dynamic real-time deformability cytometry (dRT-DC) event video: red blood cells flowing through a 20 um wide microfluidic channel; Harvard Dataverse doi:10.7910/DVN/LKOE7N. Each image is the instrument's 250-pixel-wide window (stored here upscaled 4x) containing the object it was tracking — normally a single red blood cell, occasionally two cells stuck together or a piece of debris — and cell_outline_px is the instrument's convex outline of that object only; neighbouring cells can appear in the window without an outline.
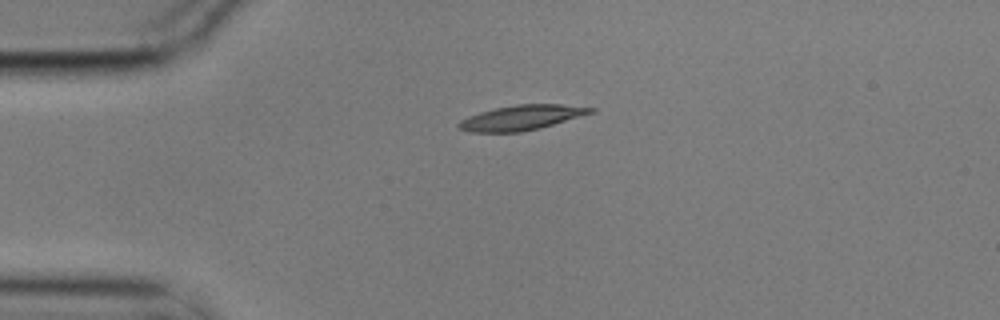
{"species": "common noctule bat (a hibernating species)", "species_latin": "Nyctalus noctula", "temperature_condition": "cold", "stored_images_in_passage": 3, "camera_frame_rate_fps": 3000, "um_per_image_px": 0.085, "animal": {"sex": "male", "body_mass_g": 17.9}, "frame": {"image": 1, "passage_image": 1, "time_ms": 0.0, "image_size_px": [1000, 320], "cell_outline_px": [[596, 112], [540, 128], [520, 132], [472, 132], [460, 128], [456, 124], [460, 120], [468, 116], [480, 112], [496, 108], [516, 104], [560, 104], [596, 108]], "centroid_in_image_um": [44.36, 9.99], "position_along_channel_um": 40.6, "area_um2": 19.13}}
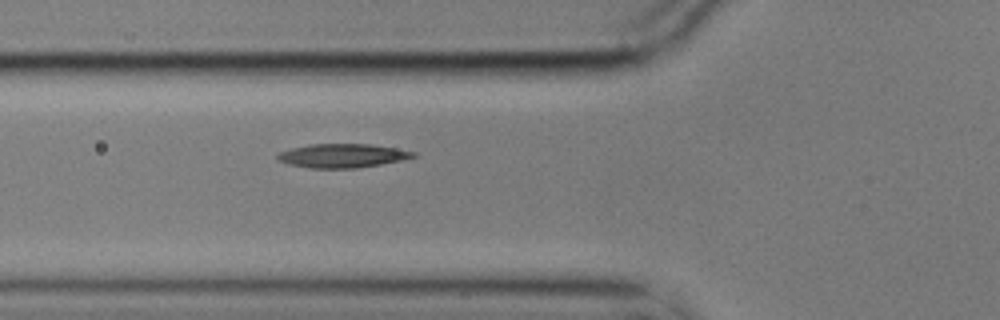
{"frame": {"image": 2, "passage_image": 3, "time_ms": 0.667, "image_size_px": [1000, 320], "cell_outline_px": [[416, 156], [400, 160], [380, 164], [356, 168], [312, 168], [288, 164], [276, 160], [276, 156], [280, 152], [292, 148], [308, 144], [368, 144], [396, 148], [416, 152]], "centroid_in_image_um": [29.06, 13.23], "position_along_channel_um": 96.7, "area_um2": 18.73}}